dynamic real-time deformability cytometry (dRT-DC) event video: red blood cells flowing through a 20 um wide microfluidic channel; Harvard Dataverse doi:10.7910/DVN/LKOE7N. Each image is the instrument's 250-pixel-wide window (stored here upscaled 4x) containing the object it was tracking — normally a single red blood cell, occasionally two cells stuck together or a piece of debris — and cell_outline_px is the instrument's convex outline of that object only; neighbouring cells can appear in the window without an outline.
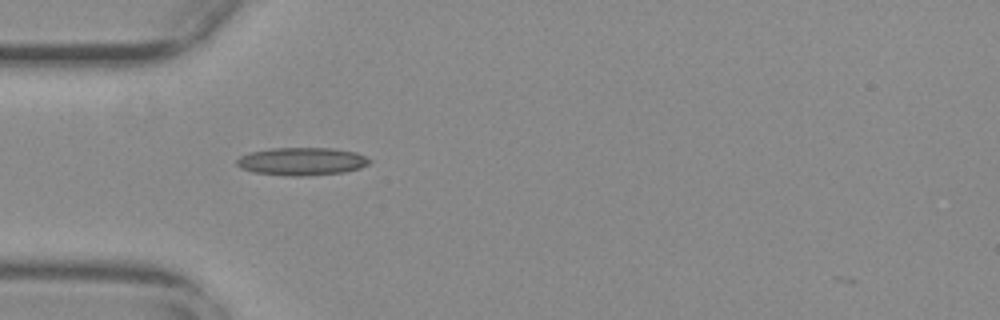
{"species": "common noctule bat (a hibernating species)", "species_latin": "Nyctalus noctula", "temperature_condition": "warm", "stored_images_in_passage": 40, "camera_frame_rate_fps": 3000, "um_per_image_px": 0.085, "animal": {"sex": "female", "body_mass_g": 29.2, "forearm_length_mm": 56.3}, "frame": {"image": 1, "passage_image": 2, "time_ms": 0.333, "image_size_px": [1000, 320], "cell_outline_px": [[372, 160], [368, 164], [360, 168], [344, 172], [308, 176], [292, 176], [252, 172], [240, 168], [236, 164], [236, 160], [240, 156], [252, 152], [272, 148], [332, 148], [356, 152]], "centroid_in_image_um": [25.65, 13.72], "position_along_channel_um": 59.3, "area_um2": 21.56}}
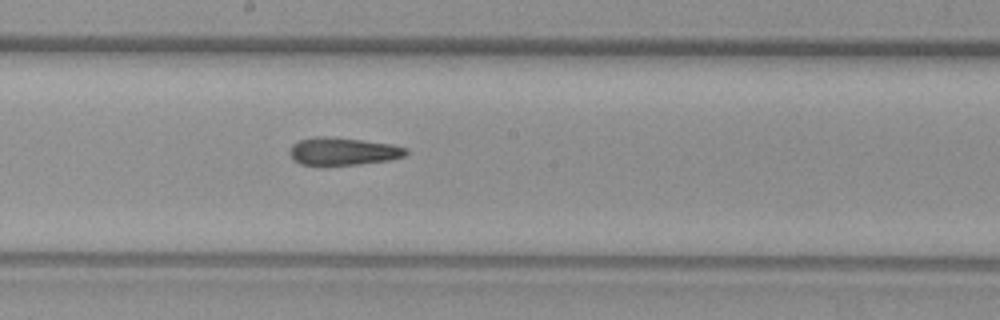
{"frame": {"image": 2, "passage_image": 15, "time_ms": 4.667, "image_size_px": [1000, 320], "cell_outline_px": [[408, 152], [404, 156], [392, 160], [360, 164], [324, 168], [320, 168], [300, 164], [292, 160], [288, 152], [292, 144], [300, 140], [316, 136], [324, 136], [360, 140], [392, 144], [408, 148]], "centroid_in_image_um": [29.09, 12.91], "position_along_channel_um": 219.1, "area_um2": 19.59}}
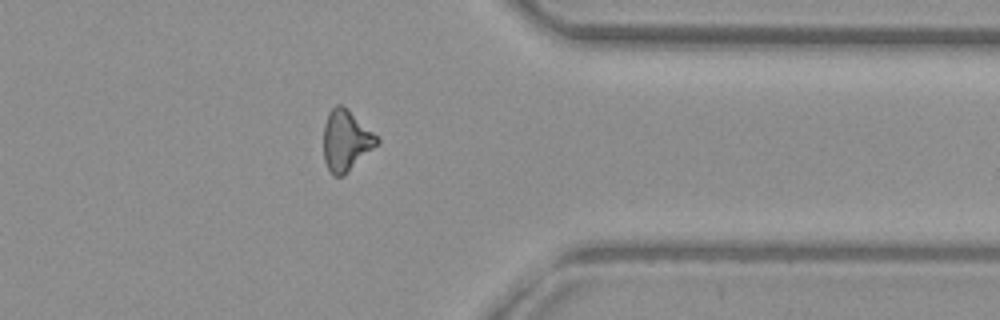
{"frame": {"image": 3, "passage_image": 29, "time_ms": 9.333, "image_size_px": [1000, 320], "cell_outline_px": [[380, 140], [344, 176], [332, 176], [324, 160], [324, 124], [328, 112], [336, 104], [344, 104], [380, 136]], "centroid_in_image_um": [29.41, 11.89], "position_along_channel_um": 382.0, "area_um2": 19.19}, "authors_computed_cell_mechanics": {"area_um2": 19.0451, "velocity_mm_per_s": 3.7459, "shape_relaxation_time_tau1_ms": null, "shape_relaxation_time_tau2_ms": 4.4137, "deformation_change_tau1": null, "deformation_change_tau2": 0.1513}}